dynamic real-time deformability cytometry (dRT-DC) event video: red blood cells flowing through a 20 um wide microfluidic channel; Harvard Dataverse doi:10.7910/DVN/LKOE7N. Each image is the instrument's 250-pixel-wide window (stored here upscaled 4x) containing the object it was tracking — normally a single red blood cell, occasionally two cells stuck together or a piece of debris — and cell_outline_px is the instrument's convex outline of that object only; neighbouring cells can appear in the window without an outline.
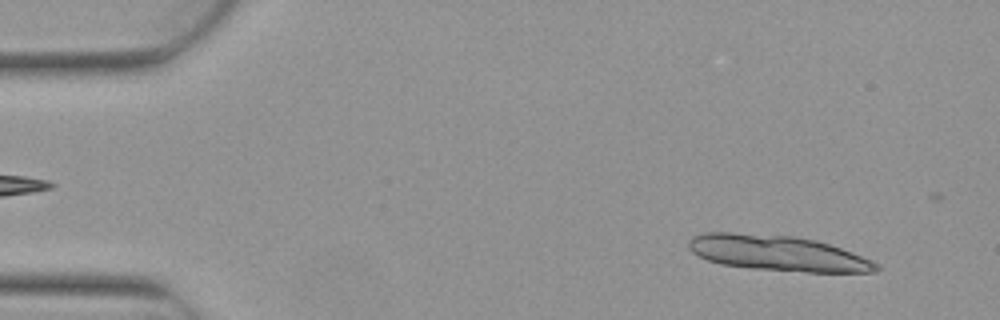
{"species": "Egyptian fruit bat (a non-hibernating species)", "species_latin": "Rousettus aegyptiacus", "temperature_condition": "warm", "stored_images_in_passage": 4, "camera_frame_rate_fps": 3000, "um_per_image_px": 0.085, "animal": {"sex": "female"}, "frame": {"image": 1, "passage_image": 1, "time_ms": 0.0, "image_size_px": [1000, 320], "cell_outline_px": [[880, 268], [876, 272], [808, 272], [752, 268], [720, 264], [708, 260], [692, 252], [688, 248], [688, 240], [692, 236], [704, 232], [732, 232], [792, 236], [816, 240], [852, 252], [872, 260], [880, 264]], "centroid_in_image_um": [66.09, 21.51], "position_along_channel_um": 18.9, "area_um2": 38.78}}